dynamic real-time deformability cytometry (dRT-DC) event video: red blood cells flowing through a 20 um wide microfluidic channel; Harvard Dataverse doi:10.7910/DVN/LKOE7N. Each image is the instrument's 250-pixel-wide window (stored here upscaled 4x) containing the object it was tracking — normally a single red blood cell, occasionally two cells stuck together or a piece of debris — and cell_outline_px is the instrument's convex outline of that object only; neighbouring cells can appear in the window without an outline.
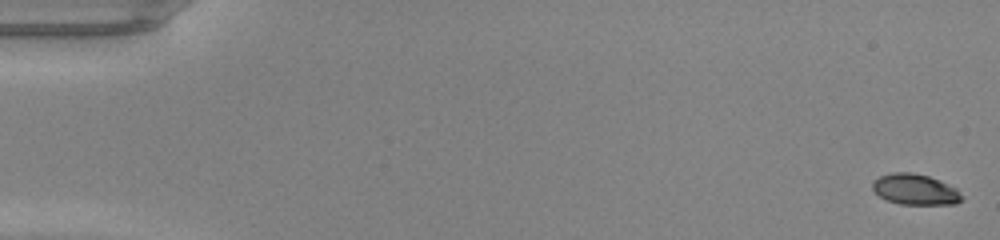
{"species": "common noctule bat (a hibernating species)", "species_latin": "Nyctalus noctula", "temperature_condition": "warm", "stored_images_in_passage": 49, "camera_frame_rate_fps": 3000, "um_per_image_px": 0.085, "animal": {"sex": "male", "body_mass_g": 20.0, "forearm_length_mm": 53.3}, "frame": {"image": 1, "passage_image": 1, "time_ms": 0.0, "image_size_px": [1000, 240], "cell_outline_px": [[964, 200], [956, 204], [900, 204], [884, 200], [872, 188], [872, 184], [880, 176], [892, 172], [912, 172], [928, 176], [940, 180], [956, 188], [960, 192]], "centroid_in_image_um": [77.81, 16.11], "position_along_channel_um": 7.2, "area_um2": 16.07}}
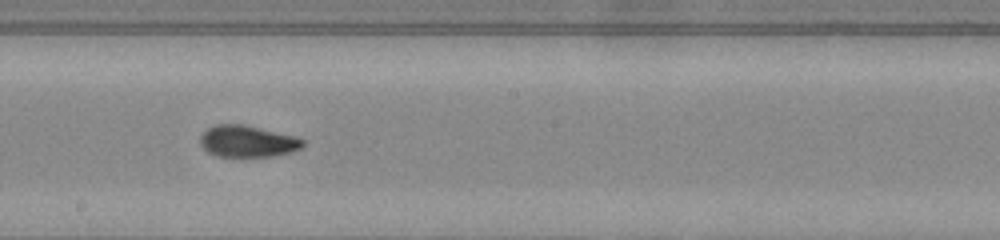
{"frame": {"image": 2, "passage_image": 28, "time_ms": 9.0, "image_size_px": [1000, 240], "cell_outline_px": [[304, 144], [300, 148], [292, 152], [272, 156], [216, 156], [208, 152], [200, 144], [200, 136], [208, 128], [216, 124], [244, 124], [296, 136], [304, 140]], "centroid_in_image_um": [21.04, 12.0], "position_along_channel_um": 227.2, "area_um2": 18.9}}
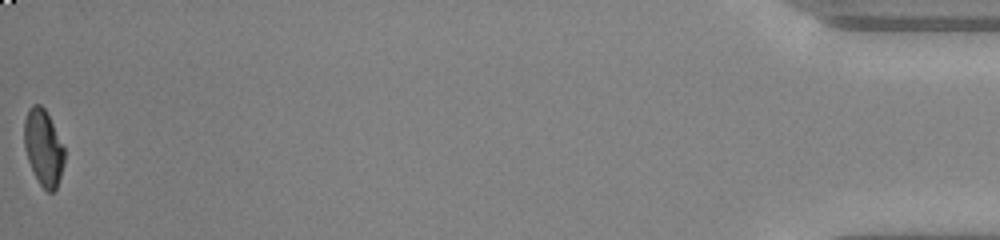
{"frame": {"image": 3, "passage_image": 49, "time_ms": 16.0, "image_size_px": [1000, 240], "cell_outline_px": [[64, 164], [56, 188], [52, 192], [48, 192], [40, 184], [28, 160], [24, 148], [24, 120], [28, 108], [32, 104], [40, 104], [44, 108], [64, 148]], "centroid_in_image_um": [3.67, 12.53], "position_along_channel_um": 431.5, "area_um2": 17.51}, "authors_computed_cell_mechanics": {"area_um2": 18.6694, "velocity_mm_per_s": 4.2944, "shape_relaxation_time_tau1_ms": 7.248, "shape_relaxation_time_tau2_ms": 1.1076, "deformation_change_tau1": 0.2409, "deformation_change_tau2": 0.0496}}